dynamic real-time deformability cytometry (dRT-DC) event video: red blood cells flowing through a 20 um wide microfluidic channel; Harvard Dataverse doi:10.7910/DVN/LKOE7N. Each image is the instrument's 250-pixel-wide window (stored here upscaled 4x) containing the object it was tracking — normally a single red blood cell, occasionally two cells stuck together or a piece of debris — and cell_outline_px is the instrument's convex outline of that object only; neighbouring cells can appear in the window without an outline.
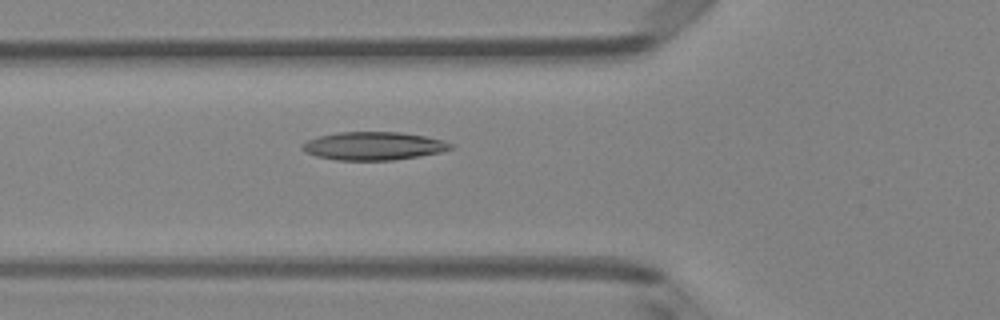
{"species": "Egyptian fruit bat (a non-hibernating species)", "species_latin": "Rousettus aegyptiacus", "temperature_condition": "room temperature", "stored_images_in_passage": 29, "camera_frame_rate_fps": 3000, "um_per_image_px": 0.085, "animal": {"sex": "female"}, "frame": {"image": 1, "passage_image": 3, "time_ms": 0.667, "image_size_px": [1000, 320], "cell_outline_px": [[456, 148], [440, 152], [392, 160], [336, 160], [316, 156], [304, 152], [300, 148], [300, 144], [308, 140], [320, 136], [336, 132], [400, 132], [424, 136], [444, 140], [452, 144]], "centroid_in_image_um": [31.72, 12.4], "position_along_channel_um": 94.1, "area_um2": 24.39}}
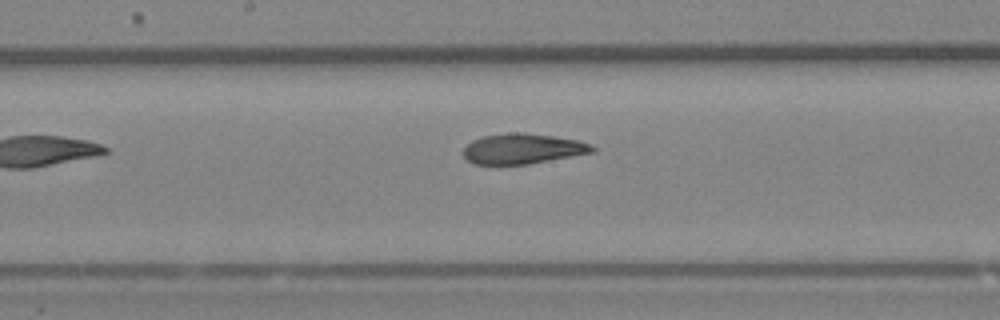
{"frame": {"image": 2, "passage_image": 11, "time_ms": 3.333, "image_size_px": [1000, 320], "cell_outline_px": [[596, 152], [528, 164], [472, 164], [464, 156], [464, 148], [472, 140], [484, 136], [508, 132], [524, 132], [552, 136], [576, 140], [592, 144], [596, 148]], "centroid_in_image_um": [44.45, 12.64], "position_along_channel_um": 203.7, "area_um2": 22.77}}
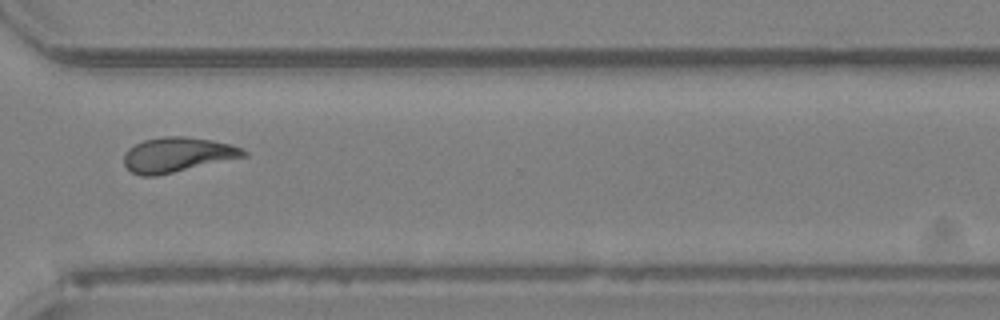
{"frame": {"image": 3, "passage_image": 22, "time_ms": 7.0, "image_size_px": [1000, 320], "cell_outline_px": [[248, 156], [156, 176], [140, 176], [132, 172], [124, 164], [124, 152], [128, 148], [144, 140], [164, 136], [184, 136], [212, 140], [232, 144], [248, 152]], "centroid_in_image_um": [15.08, 13.15], "position_along_channel_um": 355.5, "area_um2": 24.33}, "authors_computed_cell_mechanics": {"area_um2": 23.6402, "velocity_mm_per_s": 4.1301, "shape_relaxation_time_tau1_ms": 9.1851, "shape_relaxation_time_tau2_ms": 2.3837, "deformation_change_tau1": 0.216, "deformation_change_tau2": 0.1017}}